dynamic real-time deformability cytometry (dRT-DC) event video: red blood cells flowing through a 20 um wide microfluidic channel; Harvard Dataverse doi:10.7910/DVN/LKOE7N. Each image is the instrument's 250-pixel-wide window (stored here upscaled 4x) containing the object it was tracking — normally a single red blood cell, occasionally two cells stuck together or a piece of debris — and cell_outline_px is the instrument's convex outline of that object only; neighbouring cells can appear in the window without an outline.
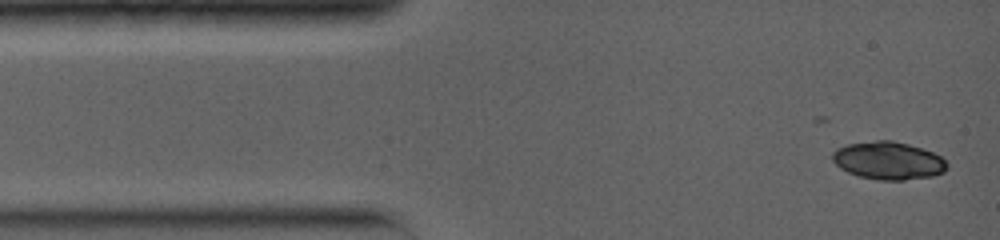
{"species": "common noctule bat (a hibernating species)", "species_latin": "Nyctalus noctula", "temperature_condition": "warm", "stored_images_in_passage": 3, "camera_frame_rate_fps": 5000, "um_per_image_px": 0.085, "animal": {"sex": "female", "body_mass_g": 19.0, "forearm_length_mm": 56.7}, "frame": {"image": 1, "passage_image": 1, "time_ms": 0.0, "image_size_px": [1000, 240], "cell_outline_px": [[948, 168], [944, 172], [932, 176], [904, 180], [880, 180], [860, 176], [848, 172], [840, 168], [832, 160], [832, 152], [836, 148], [848, 144], [876, 140], [892, 140], [908, 144], [932, 152], [940, 156], [948, 164]], "centroid_in_image_um": [75.5, 13.65], "position_along_channel_um": 9.5, "area_um2": 25.2}}